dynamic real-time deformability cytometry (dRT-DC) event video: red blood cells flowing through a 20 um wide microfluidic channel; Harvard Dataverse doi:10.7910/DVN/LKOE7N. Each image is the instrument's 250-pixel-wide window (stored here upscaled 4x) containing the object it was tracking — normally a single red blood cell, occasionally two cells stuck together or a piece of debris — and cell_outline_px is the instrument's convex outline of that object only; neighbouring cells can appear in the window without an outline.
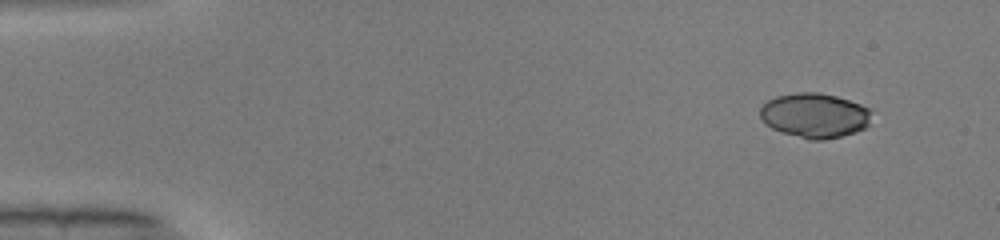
{"species": "common noctule bat (a hibernating species)", "species_latin": "Nyctalus noctula", "temperature_condition": "warm", "stored_images_in_passage": 46, "camera_frame_rate_fps": 3000, "um_per_image_px": 0.085, "animal": {"sex": "male", "body_mass_g": 19.0, "forearm_length_mm": 50.8}, "frame": {"image": 1, "passage_image": 1, "time_ms": 0.0, "image_size_px": [1000, 240], "cell_outline_px": [[872, 112], [868, 124], [864, 128], [856, 132], [824, 140], [808, 140], [780, 132], [772, 128], [760, 116], [760, 108], [768, 100], [776, 96], [800, 92], [820, 92], [836, 96], [860, 104], [868, 108]], "centroid_in_image_um": [69.25, 9.82], "position_along_channel_um": 15.8, "area_um2": 29.02}}
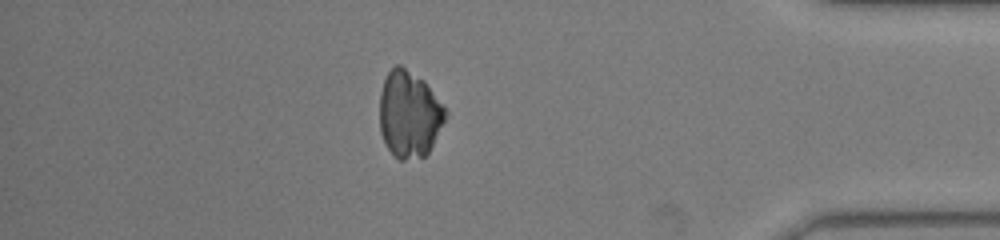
{"frame": {"image": 2, "passage_image": 40, "time_ms": 13.0, "image_size_px": [1000, 240], "cell_outline_px": [[448, 112], [428, 152], [424, 156], [404, 160], [400, 160], [388, 148], [380, 132], [380, 92], [384, 80], [388, 72], [396, 64], [400, 64], [424, 80]], "centroid_in_image_um": [34.77, 9.68], "position_along_channel_um": 400.4, "area_um2": 32.83}}